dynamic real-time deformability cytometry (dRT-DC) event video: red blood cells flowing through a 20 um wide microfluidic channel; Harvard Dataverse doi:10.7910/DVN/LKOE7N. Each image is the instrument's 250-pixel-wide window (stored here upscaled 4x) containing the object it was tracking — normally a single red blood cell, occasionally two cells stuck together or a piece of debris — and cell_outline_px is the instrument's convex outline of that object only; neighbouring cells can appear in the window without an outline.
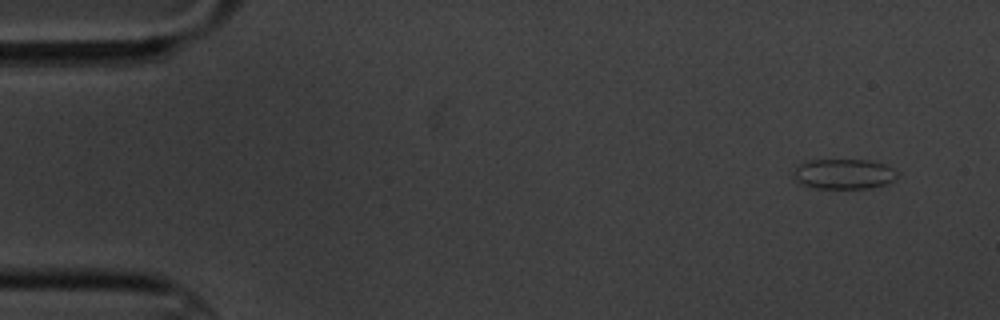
{"species": "common noctule bat (a hibernating species)", "species_latin": "Nyctalus noctula", "temperature_condition": "cold", "stored_images_in_passage": 5, "camera_frame_rate_fps": 3000, "um_per_image_px": 0.085, "animal": {"sex": "male", "body_mass_g": 20.1, "forearm_length_mm": 53.5}, "frame": {"image": 1, "passage_image": 1, "time_ms": 0.0, "image_size_px": [1000, 320], "cell_outline_px": [[896, 176], [892, 180], [884, 184], [868, 188], [816, 188], [804, 184], [796, 180], [796, 168], [800, 164], [808, 160], [868, 160], [884, 164], [892, 168], [896, 172]], "centroid_in_image_um": [71.74, 14.78], "position_along_channel_um": 13.3, "area_um2": 17.69}}
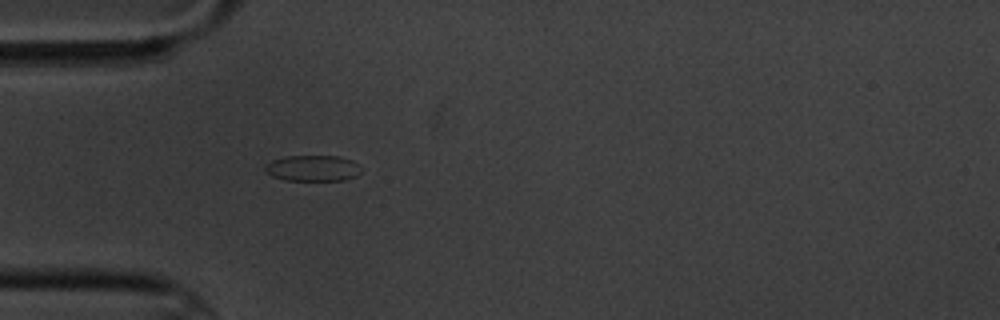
{"frame": {"image": 2, "passage_image": 5, "time_ms": 4.333, "image_size_px": [1000, 320], "cell_outline_px": [[364, 168], [356, 176], [344, 180], [284, 180], [272, 176], [264, 168], [264, 164], [272, 160], [284, 156], [340, 156], [352, 160]], "centroid_in_image_um": [26.61, 14.29], "position_along_channel_um": 58.4, "area_um2": 14.68}}